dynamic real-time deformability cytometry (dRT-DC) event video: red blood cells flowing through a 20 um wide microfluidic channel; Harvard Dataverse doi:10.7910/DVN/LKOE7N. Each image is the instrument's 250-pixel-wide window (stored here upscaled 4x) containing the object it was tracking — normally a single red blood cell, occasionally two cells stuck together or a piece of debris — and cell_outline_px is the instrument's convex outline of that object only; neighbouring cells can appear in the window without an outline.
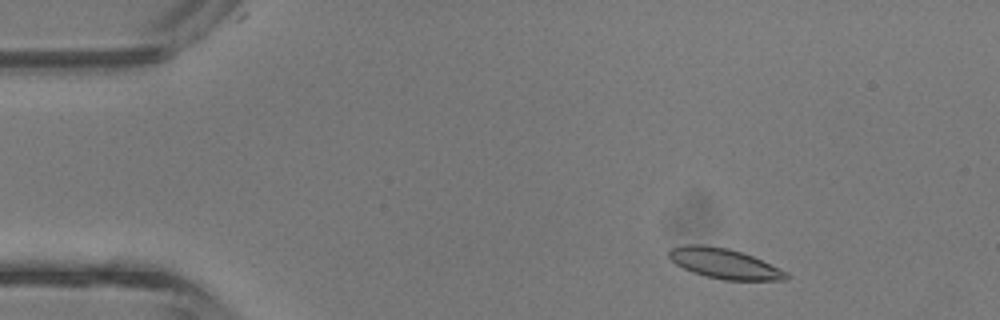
{"species": "common noctule bat (a hibernating species)", "species_latin": "Nyctalus noctula", "temperature_condition": "room temperature", "stored_images_in_passage": 4, "camera_frame_rate_fps": 3000, "um_per_image_px": 0.085, "animal": {"sex": "male", "body_mass_g": 13.3}, "frame": {"image": 1, "passage_image": 2, "time_ms": 0.333, "image_size_px": [1000, 320], "cell_outline_px": [[788, 280], [724, 280], [704, 276], [692, 272], [676, 264], [668, 256], [668, 248], [684, 244], [704, 244], [728, 248], [752, 256], [788, 272]], "centroid_in_image_um": [61.52, 22.39], "position_along_channel_um": 23.5, "area_um2": 20.69}}
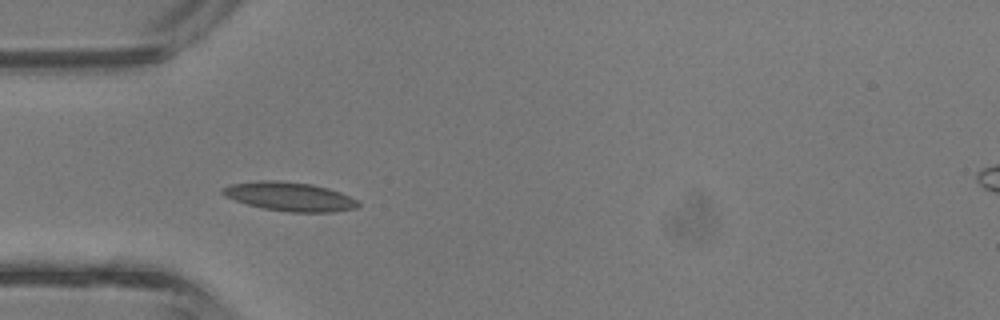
{"frame": {"image": 2, "passage_image": 4, "time_ms": 1.0, "image_size_px": [1000, 320], "cell_outline_px": [[360, 204], [356, 208], [336, 212], [288, 212], [264, 208], [248, 204], [224, 196], [220, 192], [220, 188], [232, 184], [260, 180], [280, 180], [312, 184], [328, 188], [340, 192], [356, 200]], "centroid_in_image_um": [24.61, 16.7], "position_along_channel_um": 60.4, "area_um2": 22.83}}